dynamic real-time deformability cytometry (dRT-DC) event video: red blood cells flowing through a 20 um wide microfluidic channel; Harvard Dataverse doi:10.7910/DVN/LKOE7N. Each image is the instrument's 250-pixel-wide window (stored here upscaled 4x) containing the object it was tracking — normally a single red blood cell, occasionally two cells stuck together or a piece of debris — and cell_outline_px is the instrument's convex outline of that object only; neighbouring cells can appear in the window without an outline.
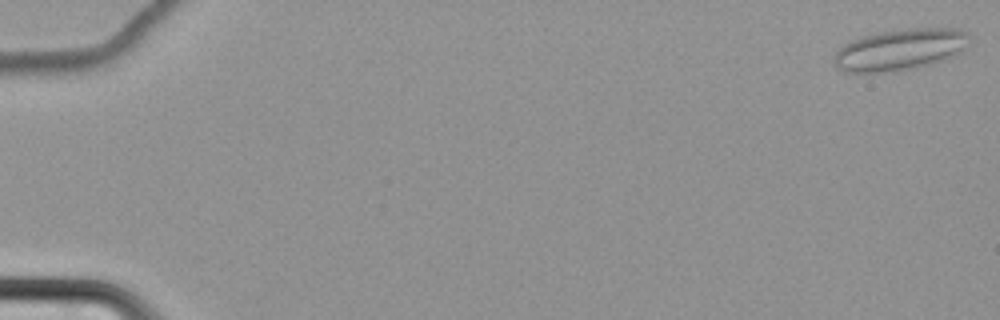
{"species": "common noctule bat (a hibernating species)", "species_latin": "Nyctalus noctula", "temperature_condition": "cold", "stored_images_in_passage": 61, "camera_frame_rate_fps": 3000, "um_per_image_px": 0.085, "animal": {"sex": "female", "body_mass_g": 22.7, "forearm_length_mm": 54.2}, "frame": {"image": 1, "passage_image": 1, "time_ms": 0.0, "image_size_px": [1000, 320], "cell_outline_px": [[972, 36], [964, 48], [960, 52], [944, 60], [932, 64], [916, 68], [896, 72], [844, 72], [836, 68], [836, 52], [844, 44], [852, 40], [864, 36], [880, 32], [908, 28], [960, 28], [968, 32]], "centroid_in_image_um": [76.56, 4.22], "position_along_channel_um": 8.4, "area_um2": 32.83}}
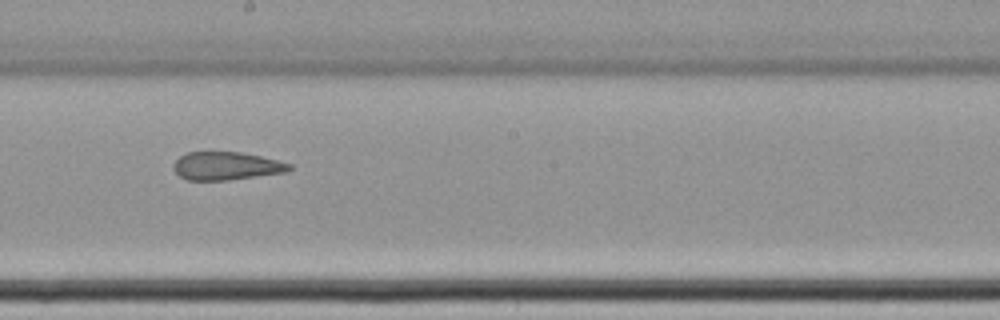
{"frame": {"image": 2, "passage_image": 36, "time_ms": 11.667, "image_size_px": [1000, 320], "cell_outline_px": [[292, 168], [288, 172], [228, 180], [188, 180], [180, 176], [172, 168], [172, 164], [180, 156], [188, 152], [240, 152], [260, 156], [292, 164]], "centroid_in_image_um": [19.24, 14.11], "position_along_channel_um": 229.0, "area_um2": 18.96}}
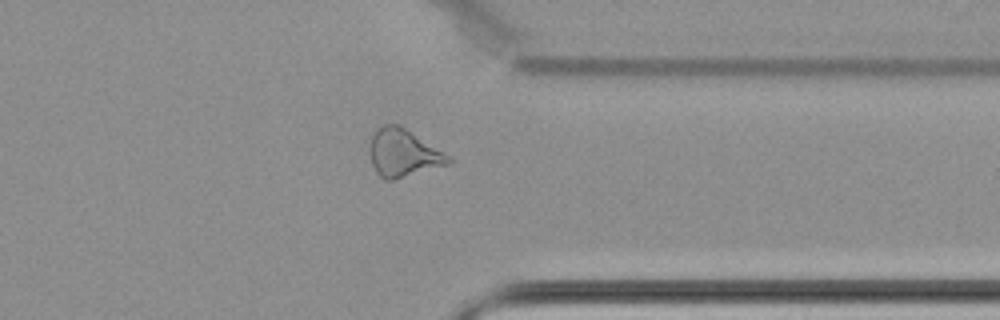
{"frame": {"image": 3, "passage_image": 49, "time_ms": 16.0, "image_size_px": [1000, 320], "cell_outline_px": [[452, 164], [392, 180], [384, 180], [376, 172], [372, 164], [368, 148], [372, 136], [376, 128], [384, 124], [400, 124], [452, 156]], "centroid_in_image_um": [34.3, 12.99], "position_along_channel_um": 377.1, "area_um2": 22.37}, "authors_computed_cell_mechanics": {"area_um2": 23.1778, "velocity_mm_per_s": 3.463, "shape_relaxation_time_tau1_ms": null, "shape_relaxation_time_tau2_ms": 3.9292, "deformation_change_tau1": null, "deformation_change_tau2": 0.135}}